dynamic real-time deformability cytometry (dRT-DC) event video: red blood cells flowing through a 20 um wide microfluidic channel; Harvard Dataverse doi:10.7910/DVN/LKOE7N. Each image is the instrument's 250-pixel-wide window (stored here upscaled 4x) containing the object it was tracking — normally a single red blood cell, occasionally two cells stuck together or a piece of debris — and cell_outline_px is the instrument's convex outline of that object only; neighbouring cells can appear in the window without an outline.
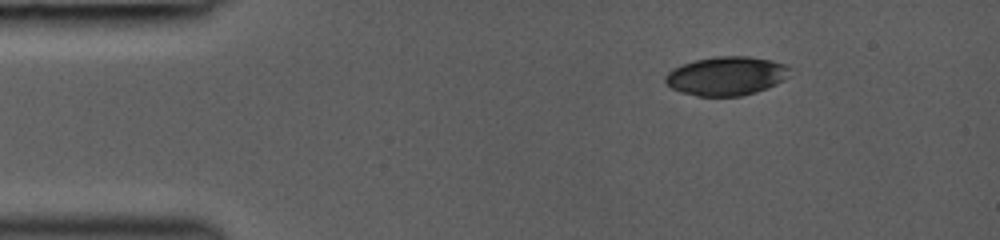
{"species": "common noctule bat (a hibernating species)", "species_latin": "Nyctalus noctula", "temperature_condition": "room temperature", "stored_images_in_passage": 5, "camera_frame_rate_fps": 3000, "um_per_image_px": 0.085, "animal": {"sex": "female", "body_mass_g": 19.0, "forearm_length_mm": 53.3}, "frame": {"image": 1, "passage_image": 1, "time_ms": 0.0, "image_size_px": [1000, 240], "cell_outline_px": [[792, 68], [788, 76], [784, 80], [776, 84], [756, 92], [740, 96], [696, 96], [680, 92], [672, 88], [664, 80], [664, 76], [672, 68], [680, 64], [696, 60], [716, 56], [748, 56], [772, 60], [788, 64]], "centroid_in_image_um": [61.75, 6.45], "position_along_channel_um": 23.2, "area_um2": 28.5}}